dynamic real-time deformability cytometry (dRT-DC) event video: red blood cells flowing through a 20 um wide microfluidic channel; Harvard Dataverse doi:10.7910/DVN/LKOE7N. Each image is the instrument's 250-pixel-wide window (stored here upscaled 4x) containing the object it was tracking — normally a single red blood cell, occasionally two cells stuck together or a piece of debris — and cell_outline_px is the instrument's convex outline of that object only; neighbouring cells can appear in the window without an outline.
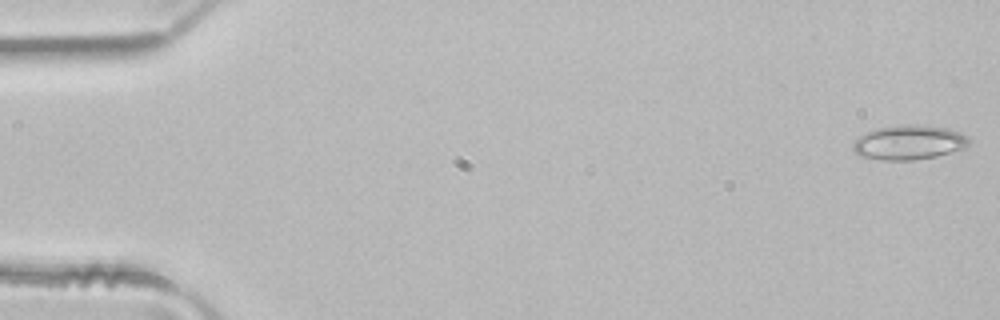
{"species": "common noctule bat (a hibernating species)", "species_latin": "Nyctalus noctula", "temperature_condition": "room temperature", "stored_images_in_passage": 49, "camera_frame_rate_fps": 3000, "um_per_image_px": 0.085, "animal": {"sex": "male", "body_mass_g": 21.5, "forearm_length_mm": 52.0}, "frame": {"image": 1, "passage_image": 1, "time_ms": 0.0, "image_size_px": [1000, 320], "cell_outline_px": [[972, 140], [964, 148], [936, 156], [912, 160], [876, 160], [860, 156], [852, 148], [852, 144], [860, 136], [876, 128], [904, 124], [912, 124], [948, 128], [960, 132], [968, 136]], "centroid_in_image_um": [77.27, 12.11], "position_along_channel_um": 7.7, "area_um2": 23.35}}
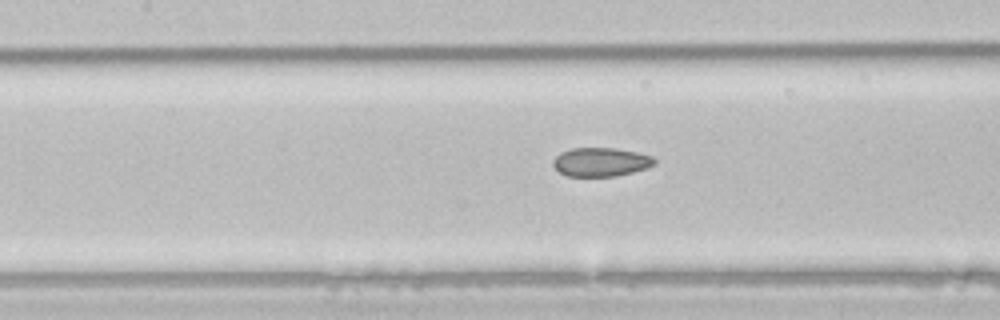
{"frame": {"image": 2, "passage_image": 22, "time_ms": 7.0, "image_size_px": [1000, 320], "cell_outline_px": [[656, 164], [648, 168], [616, 176], [568, 176], [560, 172], [552, 164], [552, 160], [560, 152], [572, 148], [616, 148], [636, 152], [652, 156], [656, 160]], "centroid_in_image_um": [51.08, 13.76], "position_along_channel_um": 156.3, "area_um2": 17.05}}
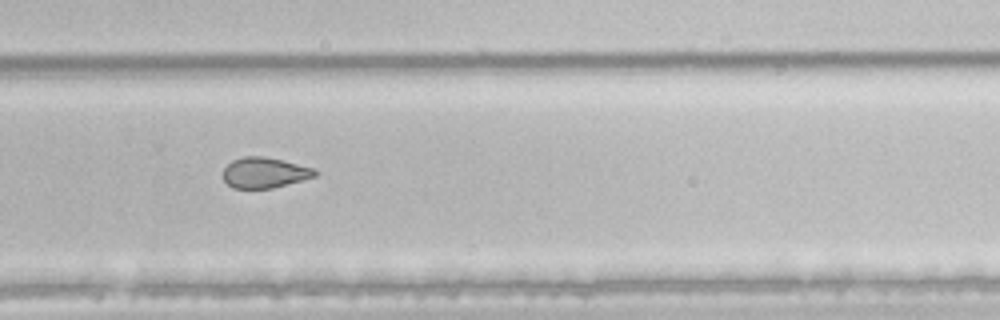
{"frame": {"image": 3, "passage_image": 33, "time_ms": 10.667, "image_size_px": [1000, 320], "cell_outline_px": [[320, 172], [316, 176], [272, 188], [232, 188], [224, 180], [224, 168], [232, 160], [244, 156], [264, 156], [312, 168]], "centroid_in_image_um": [22.47, 14.68], "position_along_channel_um": 307.3, "area_um2": 16.13}, "authors_computed_cell_mechanics": {"area_um2": 19.5942, "velocity_mm_per_s": 4.1372, "shape_relaxation_time_tau1_ms": null, "shape_relaxation_time_tau2_ms": 6.6701, "deformation_change_tau1": null, "deformation_change_tau2": 0.1098}}